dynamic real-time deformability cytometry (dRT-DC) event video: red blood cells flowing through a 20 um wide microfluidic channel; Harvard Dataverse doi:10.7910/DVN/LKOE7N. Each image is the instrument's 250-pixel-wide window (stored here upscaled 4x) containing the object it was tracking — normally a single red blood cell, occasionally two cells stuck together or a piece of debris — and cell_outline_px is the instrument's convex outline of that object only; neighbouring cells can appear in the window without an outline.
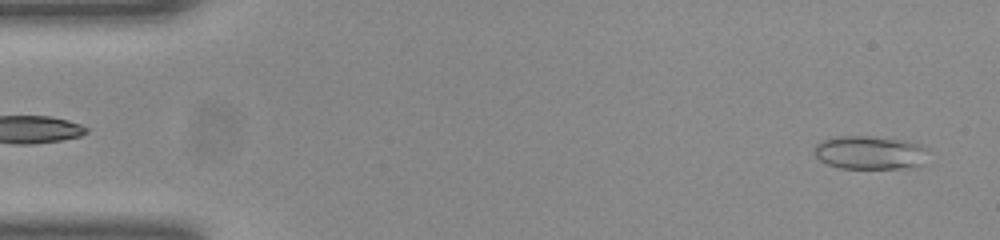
{"species": "common noctule bat (a hibernating species)", "species_latin": "Nyctalus noctula", "temperature_condition": "room temperature", "stored_images_in_passage": 48, "camera_frame_rate_fps": 3000, "um_per_image_px": 0.085, "animal": {"sex": "female", "body_mass_g": 23.0, "forearm_length_mm": 53.4}, "frame": {"image": 1, "passage_image": 2, "time_ms": 0.333, "image_size_px": [1000, 240], "cell_outline_px": [[928, 148], [924, 164], [912, 168], [840, 168], [828, 164], [820, 160], [812, 152], [812, 148], [820, 140], [840, 136], [868, 136], [904, 140], [920, 144]], "centroid_in_image_um": [73.94, 12.97], "position_along_channel_um": 11.1, "area_um2": 22.54}}
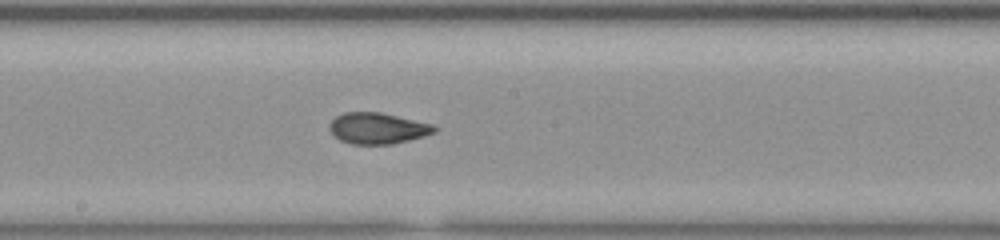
{"frame": {"image": 2, "passage_image": 26, "time_ms": 8.333, "image_size_px": [1000, 240], "cell_outline_px": [[440, 128], [436, 132], [424, 136], [392, 144], [352, 144], [340, 140], [328, 128], [328, 124], [336, 116], [344, 112], [380, 112], [432, 124]], "centroid_in_image_um": [32.11, 10.9], "position_along_channel_um": 216.1, "area_um2": 19.02}}
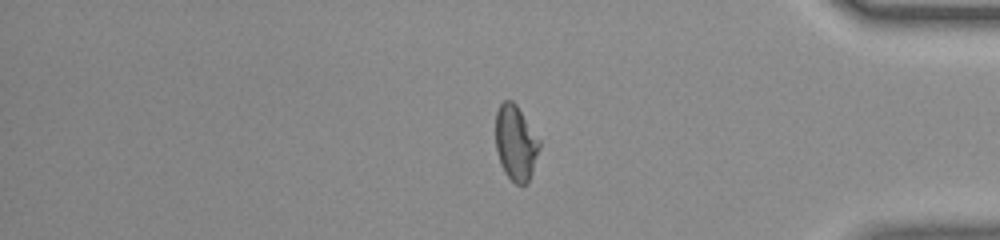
{"frame": {"image": 3, "passage_image": 41, "time_ms": 13.333, "image_size_px": [1000, 240], "cell_outline_px": [[540, 148], [528, 184], [516, 184], [504, 172], [500, 164], [496, 148], [496, 112], [500, 104], [504, 100], [512, 100], [516, 104], [540, 140]], "centroid_in_image_um": [43.84, 12.15], "position_along_channel_um": 391.4, "area_um2": 19.19}, "authors_computed_cell_mechanics": {"area_um2": 19.8254, "velocity_mm_per_s": 4.0452, "shape_relaxation_time_tau1_ms": null, "shape_relaxation_time_tau2_ms": 1.4342, "deformation_change_tau1": null, "deformation_change_tau2": 0.0652}}